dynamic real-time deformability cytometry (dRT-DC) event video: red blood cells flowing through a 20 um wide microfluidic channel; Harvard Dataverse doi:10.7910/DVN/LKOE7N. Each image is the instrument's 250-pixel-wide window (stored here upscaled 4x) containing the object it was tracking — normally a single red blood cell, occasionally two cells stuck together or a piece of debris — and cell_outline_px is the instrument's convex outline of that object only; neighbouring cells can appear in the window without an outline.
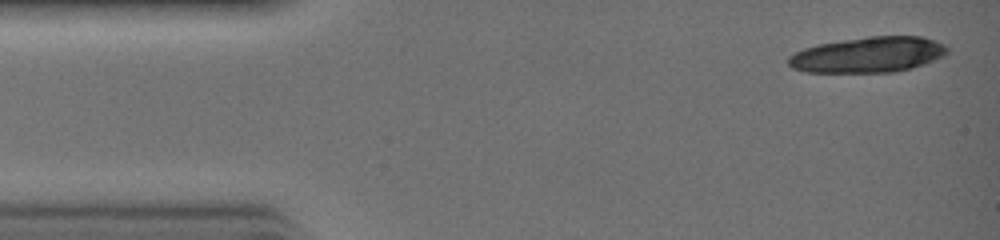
{"species": "common noctule bat (a hibernating species)", "species_latin": "Nyctalus noctula", "temperature_condition": "warm", "stored_images_in_passage": 31, "camera_frame_rate_fps": 3000, "um_per_image_px": 0.085, "animal": {"sex": "female", "body_mass_g": 19.0, "forearm_length_mm": 51.5}, "frame": {"image": 1, "passage_image": 1, "time_ms": 0.0, "image_size_px": [1000, 240], "cell_outline_px": [[948, 52], [944, 56], [924, 64], [892, 72], [808, 72], [792, 68], [788, 64], [788, 56], [804, 48], [816, 44], [868, 36], [920, 36], [944, 44], [948, 48]], "centroid_in_image_um": [73.78, 4.64], "position_along_channel_um": 11.2, "area_um2": 32.83}}